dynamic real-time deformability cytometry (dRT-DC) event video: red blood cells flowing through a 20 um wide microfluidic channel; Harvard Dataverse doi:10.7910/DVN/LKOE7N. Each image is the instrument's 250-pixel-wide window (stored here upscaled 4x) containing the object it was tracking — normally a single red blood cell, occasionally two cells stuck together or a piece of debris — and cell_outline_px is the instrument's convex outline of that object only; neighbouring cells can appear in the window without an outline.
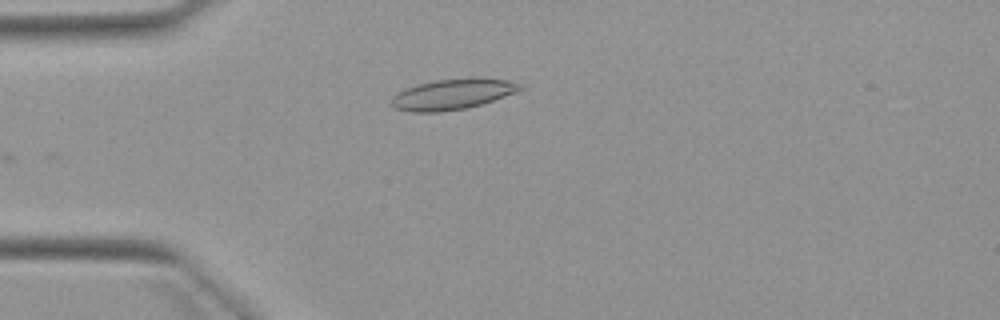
{"species": "Egyptian fruit bat (a non-hibernating species)", "species_latin": "Rousettus aegyptiacus", "temperature_condition": "warm", "stored_images_in_passage": 5, "camera_frame_rate_fps": 3000, "um_per_image_px": 0.085, "animal": {"sex": "female"}, "frame": {"image": 1, "passage_image": 5, "time_ms": 4.667, "image_size_px": [1000, 320], "cell_outline_px": [[524, 88], [516, 92], [468, 108], [440, 112], [412, 112], [396, 108], [392, 104], [392, 96], [408, 88], [420, 84], [436, 80], [476, 76], [508, 80], [524, 84]], "centroid_in_image_um": [38.54, 7.99], "position_along_channel_um": 46.5, "area_um2": 22.95}}